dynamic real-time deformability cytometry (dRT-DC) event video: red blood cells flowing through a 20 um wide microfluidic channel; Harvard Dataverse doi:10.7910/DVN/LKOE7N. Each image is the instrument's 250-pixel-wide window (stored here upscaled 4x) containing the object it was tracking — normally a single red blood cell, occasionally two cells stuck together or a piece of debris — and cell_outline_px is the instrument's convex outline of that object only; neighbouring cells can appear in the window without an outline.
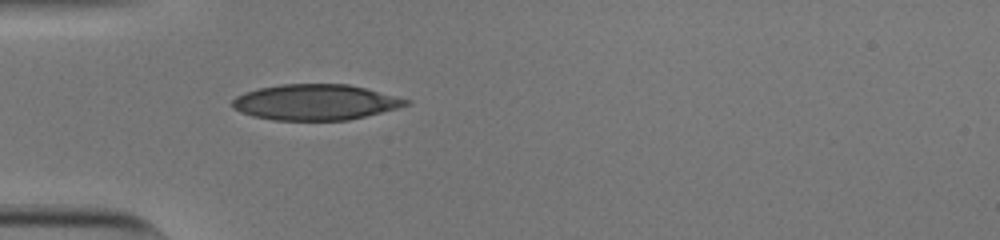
{"species": "human", "species_latin": "Homo sapiens", "temperature_condition": "cold", "stored_images_in_passage": 38, "camera_frame_rate_fps": 3000, "um_per_image_px": 0.085, "donor": {"sex": "male"}, "frame": {"image": 1, "passage_image": 1, "time_ms": 0.0, "image_size_px": [1000, 240], "cell_outline_px": [[412, 100], [408, 104], [396, 108], [348, 120], [272, 120], [252, 116], [240, 112], [232, 108], [232, 100], [236, 96], [244, 92], [260, 88], [280, 84], [348, 84]], "centroid_in_image_um": [26.75, 8.69], "position_along_channel_um": 58.2, "area_um2": 35.95}}
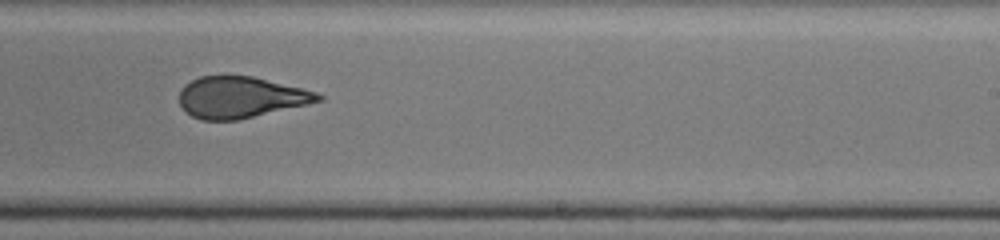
{"frame": {"image": 2, "passage_image": 18, "time_ms": 5.667, "image_size_px": [1000, 240], "cell_outline_px": [[324, 100], [308, 104], [236, 120], [200, 120], [184, 112], [180, 104], [180, 92], [184, 84], [200, 76], [252, 76], [316, 92], [324, 96]], "centroid_in_image_um": [20.42, 8.28], "position_along_channel_um": 268.6, "area_um2": 33.18}}
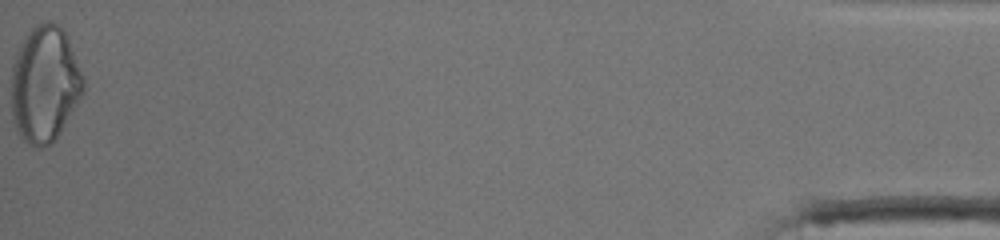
{"frame": {"image": 3, "passage_image": 38, "time_ms": 12.333, "image_size_px": [1000, 240], "cell_outline_px": [[84, 92], [60, 132], [48, 144], [40, 148], [36, 148], [24, 140], [20, 136], [16, 128], [12, 116], [12, 64], [16, 52], [24, 36], [32, 28], [48, 20], [52, 20], [60, 24], [68, 40], [84, 76]], "centroid_in_image_um": [3.8, 7.13], "position_along_channel_um": 431.4, "area_um2": 48.67}, "authors_computed_cell_mechanics": {"area_um2": 35.547, "velocity_mm_per_s": 3.8307, "shape_relaxation_time_tau1_ms": 9.7468, "shape_relaxation_time_tau2_ms": 1.3158, "deformation_change_tau1": 0.2727, "deformation_change_tau2": 0.0851}}